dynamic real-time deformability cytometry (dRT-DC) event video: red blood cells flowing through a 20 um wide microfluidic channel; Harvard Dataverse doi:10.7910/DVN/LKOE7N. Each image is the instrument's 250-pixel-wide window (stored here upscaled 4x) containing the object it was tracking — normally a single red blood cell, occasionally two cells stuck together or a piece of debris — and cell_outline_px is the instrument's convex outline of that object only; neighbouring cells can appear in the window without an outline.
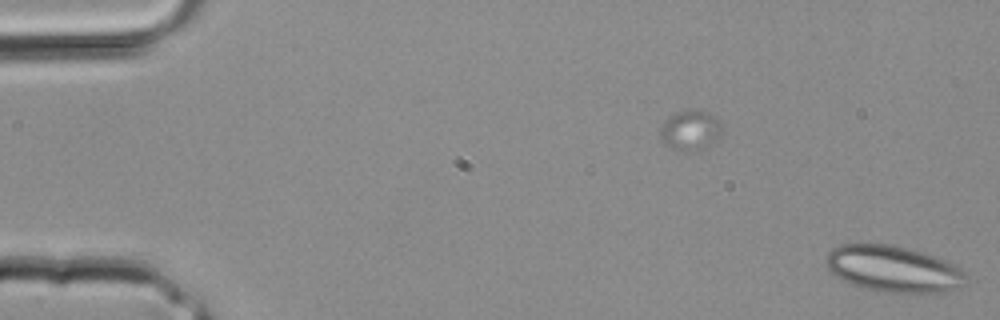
{"species": "common noctule bat (a hibernating species)", "species_latin": "Nyctalus noctula", "temperature_condition": "room temperature", "stored_images_in_passage": 3, "camera_frame_rate_fps": 3000, "um_per_image_px": 0.085, "animal": {"sex": "male", "body_mass_g": 20.4}, "frame": {"image": 1, "passage_image": 1, "time_ms": 0.0, "image_size_px": [1000, 320], "cell_outline_px": [[964, 284], [956, 288], [944, 292], [888, 292], [868, 288], [852, 284], [836, 276], [828, 268], [824, 260], [828, 252], [832, 248], [840, 244], [892, 244], [924, 252], [936, 256], [956, 264], [964, 272]], "centroid_in_image_um": [75.93, 22.83], "position_along_channel_um": 9.1, "area_um2": 37.57}}